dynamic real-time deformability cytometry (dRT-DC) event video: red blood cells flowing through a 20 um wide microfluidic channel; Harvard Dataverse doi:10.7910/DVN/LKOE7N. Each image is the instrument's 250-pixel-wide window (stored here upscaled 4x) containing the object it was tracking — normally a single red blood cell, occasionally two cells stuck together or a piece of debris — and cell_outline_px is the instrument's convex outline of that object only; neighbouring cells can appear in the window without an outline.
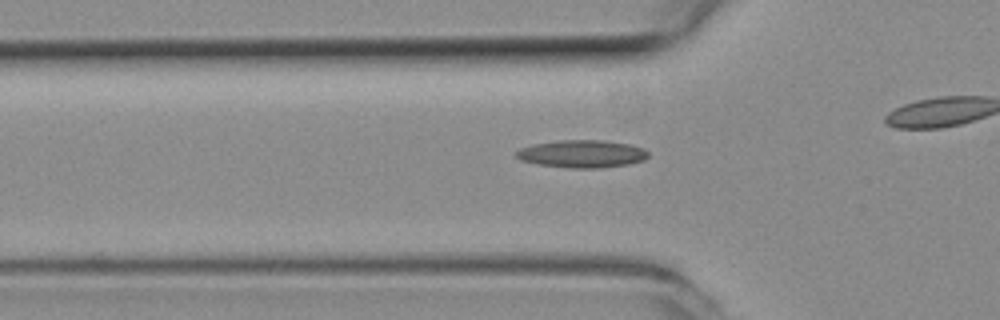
{"species": "common noctule bat (a hibernating species)", "species_latin": "Nyctalus noctula", "temperature_condition": "room temperature", "stored_images_in_passage": 35, "camera_frame_rate_fps": 3000, "um_per_image_px": 0.085, "animal": {"sex": "female", "body_mass_g": 19.3, "forearm_length_mm": 54.1}, "frame": {"image": 1, "passage_image": 6, "time_ms": 1.667, "image_size_px": [1000, 320], "cell_outline_px": [[648, 156], [644, 160], [628, 164], [600, 168], [568, 168], [540, 164], [520, 160], [516, 156], [516, 152], [520, 148], [532, 144], [560, 140], [604, 140], [628, 144], [644, 148], [648, 152]], "centroid_in_image_um": [49.47, 13.07], "position_along_channel_um": 76.3, "area_um2": 21.21}}
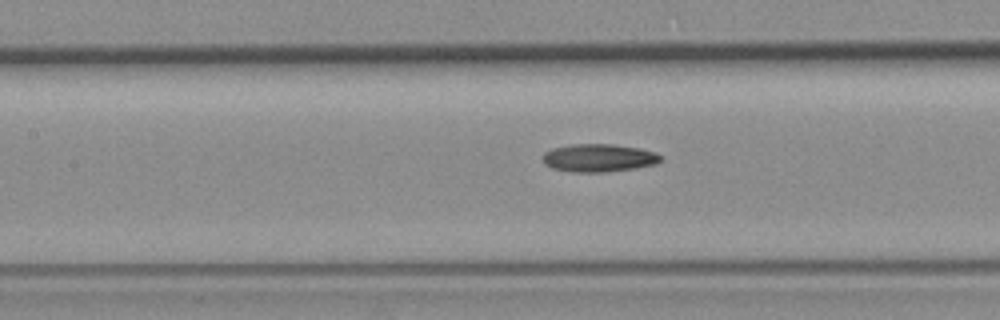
{"frame": {"image": 2, "passage_image": 12, "time_ms": 3.667, "image_size_px": [1000, 320], "cell_outline_px": [[660, 160], [656, 164], [636, 168], [604, 172], [572, 172], [552, 168], [544, 164], [544, 152], [552, 148], [572, 144], [612, 144], [640, 148], [656, 152], [660, 156]], "centroid_in_image_um": [50.89, 13.42], "position_along_channel_um": 156.5, "area_um2": 19.19}}
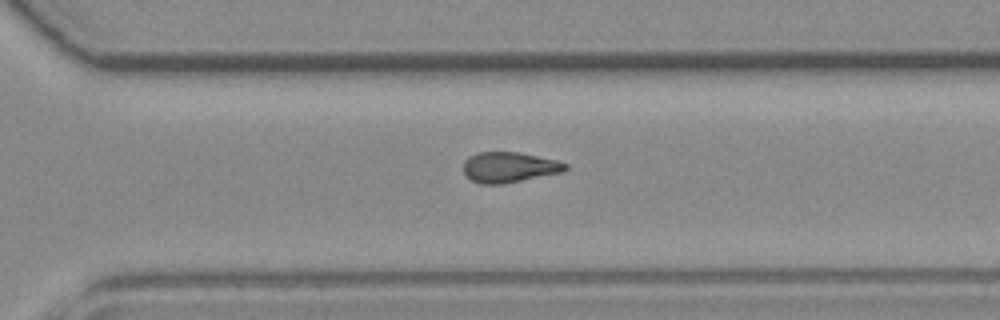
{"frame": {"image": 3, "passage_image": 25, "time_ms": 8.0, "image_size_px": [1000, 320], "cell_outline_px": [[568, 168], [564, 172], [504, 184], [480, 184], [472, 180], [464, 172], [464, 160], [468, 156], [480, 152], [516, 152], [556, 160], [568, 164]], "centroid_in_image_um": [43.29, 14.22], "position_along_channel_um": 327.3, "area_um2": 18.09}}